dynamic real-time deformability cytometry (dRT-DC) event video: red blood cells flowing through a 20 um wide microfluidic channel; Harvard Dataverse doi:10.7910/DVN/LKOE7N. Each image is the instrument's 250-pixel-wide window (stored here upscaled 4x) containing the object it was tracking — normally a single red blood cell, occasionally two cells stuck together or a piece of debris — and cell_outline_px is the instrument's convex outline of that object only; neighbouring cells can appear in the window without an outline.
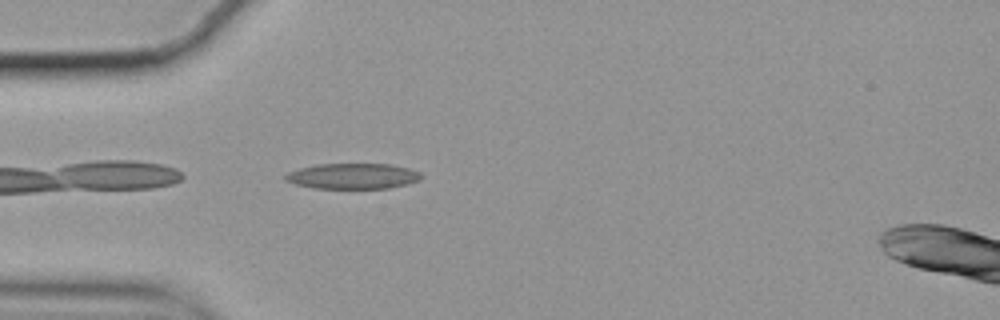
{"species": "common noctule bat (a hibernating species)", "species_latin": "Nyctalus noctula", "temperature_condition": "cold", "stored_images_in_passage": 41, "camera_frame_rate_fps": 3000, "um_per_image_px": 0.085, "animal": {"sex": "female", "body_mass_g": 19.9}, "frame": {"image": 1, "passage_image": 1, "time_ms": 0.0, "image_size_px": [1000, 320], "cell_outline_px": [[420, 180], [408, 184], [388, 188], [312, 188], [296, 184], [284, 180], [284, 176], [288, 172], [300, 168], [316, 164], [392, 164], [408, 168], [420, 172]], "centroid_in_image_um": [29.98, 14.97], "position_along_channel_um": 55.0, "area_um2": 20.23}}
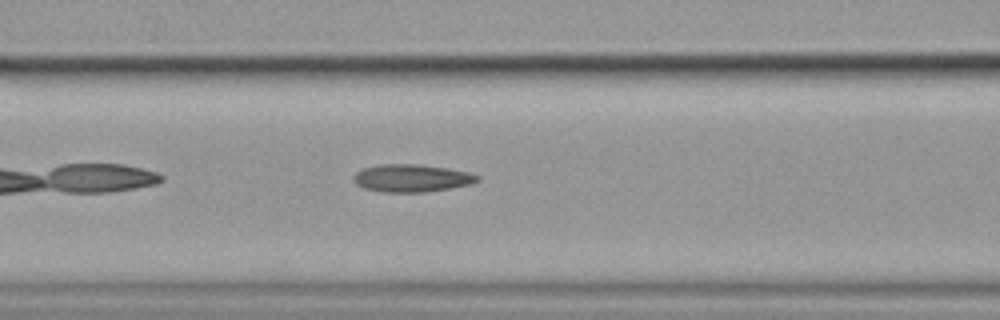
{"frame": {"image": 2, "passage_image": 8, "time_ms": 2.333, "image_size_px": [1000, 320], "cell_outline_px": [[480, 180], [472, 184], [452, 188], [424, 192], [384, 192], [364, 188], [356, 184], [352, 180], [352, 176], [356, 172], [364, 168], [380, 164], [420, 164], [448, 168], [468, 172], [480, 176]], "centroid_in_image_um": [35.0, 15.14], "position_along_channel_um": 131.6, "area_um2": 20.11}}
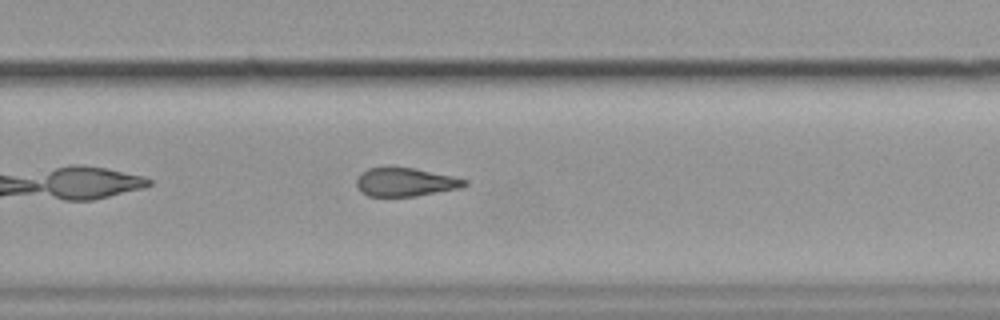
{"frame": {"image": 3, "passage_image": 22, "time_ms": 7.0, "image_size_px": [1000, 320], "cell_outline_px": [[468, 184], [460, 188], [416, 196], [368, 196], [360, 192], [356, 184], [356, 180], [360, 172], [368, 168], [388, 164], [416, 168], [452, 176], [468, 180]], "centroid_in_image_um": [34.4, 15.43], "position_along_channel_um": 295.4, "area_um2": 18.61}, "authors_computed_cell_mechanics": {"area_um2": 19.2474, "velocity_mm_per_s": 3.5254, "shape_relaxation_time_tau1_ms": null, "shape_relaxation_time_tau2_ms": 5.0466, "deformation_change_tau1": null, "deformation_change_tau2": 0.1551}}